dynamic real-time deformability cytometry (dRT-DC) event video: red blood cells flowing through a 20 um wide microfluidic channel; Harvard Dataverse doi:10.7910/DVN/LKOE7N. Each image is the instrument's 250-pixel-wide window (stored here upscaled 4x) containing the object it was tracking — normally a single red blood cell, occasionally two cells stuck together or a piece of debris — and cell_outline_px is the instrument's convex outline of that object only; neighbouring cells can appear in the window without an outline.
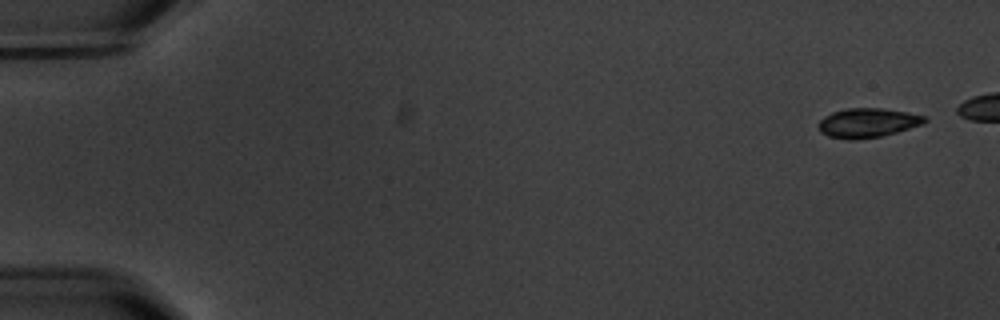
{"species": "common noctule bat (a hibernating species)", "species_latin": "Nyctalus noctula", "temperature_condition": "warm", "stored_images_in_passage": 6, "camera_frame_rate_fps": 3000, "um_per_image_px": 0.085, "animal": {"sex": "male", "body_mass_g": 20.1, "forearm_length_mm": 53.5}, "frame": {"image": 1, "passage_image": 1, "time_ms": 0.0, "image_size_px": [1000, 320], "cell_outline_px": [[928, 120], [924, 124], [896, 132], [880, 136], [852, 140], [848, 140], [828, 136], [820, 132], [816, 124], [824, 116], [832, 112], [848, 108], [880, 108], [908, 112], [928, 116]], "centroid_in_image_um": [73.75, 10.44], "position_along_channel_um": 11.3, "area_um2": 18.32}}